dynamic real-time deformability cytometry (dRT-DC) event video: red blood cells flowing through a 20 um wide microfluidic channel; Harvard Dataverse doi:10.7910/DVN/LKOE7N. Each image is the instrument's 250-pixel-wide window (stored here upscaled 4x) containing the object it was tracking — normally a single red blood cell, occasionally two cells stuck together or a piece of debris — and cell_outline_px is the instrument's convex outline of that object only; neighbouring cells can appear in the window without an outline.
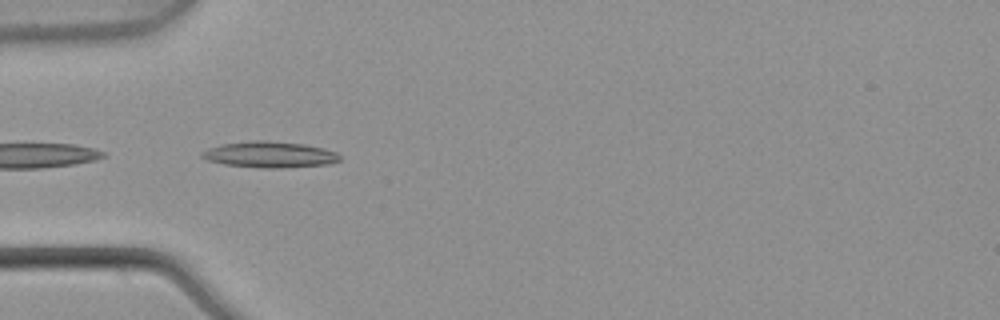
{"species": "common noctule bat (a hibernating species)", "species_latin": "Nyctalus noctula", "temperature_condition": "warm", "stored_images_in_passage": 5, "camera_frame_rate_fps": 3000, "um_per_image_px": 0.085, "animal": {"sex": "male", "body_mass_g": 21.5, "forearm_length_mm": 52.0}, "frame": {"image": 1, "passage_image": 5, "time_ms": 1.333, "image_size_px": [1000, 320], "cell_outline_px": [[340, 160], [328, 164], [280, 168], [260, 168], [224, 164], [208, 160], [200, 156], [200, 152], [208, 148], [220, 144], [252, 140], [264, 140], [304, 144], [324, 148], [336, 152], [340, 156]], "centroid_in_image_um": [22.89, 13.13], "position_along_channel_um": 62.1, "area_um2": 21.04}}